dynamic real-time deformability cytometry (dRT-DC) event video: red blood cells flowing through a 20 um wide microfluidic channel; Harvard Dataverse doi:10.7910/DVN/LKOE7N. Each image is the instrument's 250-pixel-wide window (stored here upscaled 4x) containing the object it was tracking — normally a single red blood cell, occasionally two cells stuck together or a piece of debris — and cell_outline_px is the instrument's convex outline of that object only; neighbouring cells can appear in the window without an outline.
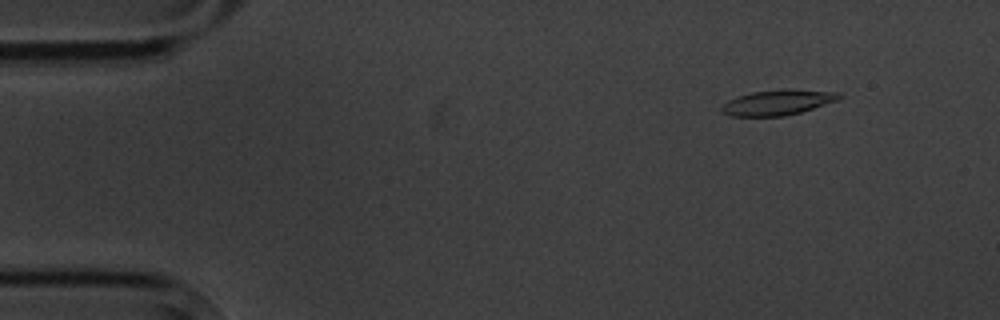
{"species": "common noctule bat (a hibernating species)", "species_latin": "Nyctalus noctula", "temperature_condition": "cold", "stored_images_in_passage": 4, "camera_frame_rate_fps": 3000, "um_per_image_px": 0.085, "animal": {"sex": "male", "body_mass_g": 20.1, "forearm_length_mm": 53.5}, "frame": {"image": 1, "passage_image": 1, "time_ms": 0.0, "image_size_px": [1000, 320], "cell_outline_px": [[844, 96], [836, 100], [800, 112], [784, 116], [728, 116], [720, 112], [720, 108], [728, 100], [752, 92], [784, 88], [788, 88], [840, 92]], "centroid_in_image_um": [66.1, 8.69], "position_along_channel_um": 18.9, "area_um2": 17.4}}
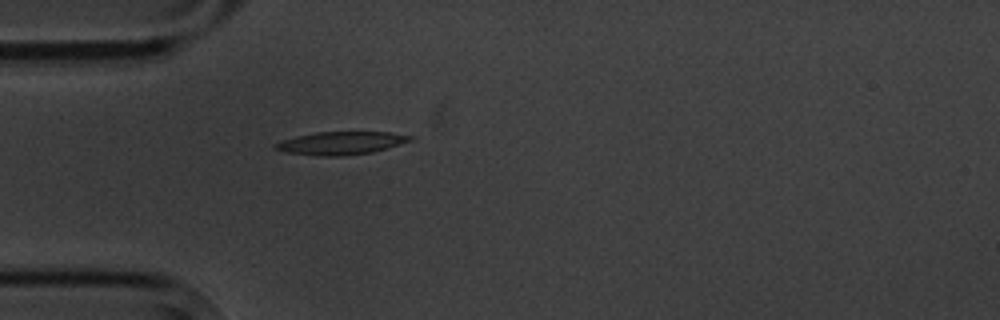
{"frame": {"image": 2, "passage_image": 4, "time_ms": 3.333, "image_size_px": [1000, 320], "cell_outline_px": [[416, 136], [412, 140], [372, 152], [344, 156], [316, 156], [288, 152], [272, 148], [272, 144], [280, 140], [296, 136], [316, 132], [392, 132]], "centroid_in_image_um": [28.95, 12.16], "position_along_channel_um": 56.0, "area_um2": 18.15}}